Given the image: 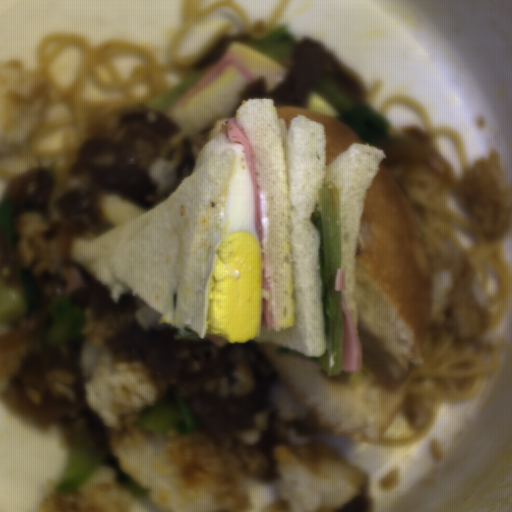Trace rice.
Returning <instances> with one entry per match:
<instances>
[{
    "label": "rice",
    "mask_w": 512,
    "mask_h": 512,
    "mask_svg": "<svg viewBox=\"0 0 512 512\" xmlns=\"http://www.w3.org/2000/svg\"><path fill=\"white\" fill-rule=\"evenodd\" d=\"M81 328L82 389L101 420L112 454L100 461L74 494L56 495L49 480L36 512H246L247 476L240 475L195 426L167 435L134 429L157 400L153 379L139 362L117 359L105 338L107 327L84 309ZM128 474L149 491L136 499L123 484Z\"/></svg>",
    "instance_id": "rice-1"
},
{
    "label": "rice",
    "mask_w": 512,
    "mask_h": 512,
    "mask_svg": "<svg viewBox=\"0 0 512 512\" xmlns=\"http://www.w3.org/2000/svg\"><path fill=\"white\" fill-rule=\"evenodd\" d=\"M431 313L425 336L452 338L466 345L483 336L490 323L491 295L469 253L431 268Z\"/></svg>",
    "instance_id": "rice-2"
},
{
    "label": "rice",
    "mask_w": 512,
    "mask_h": 512,
    "mask_svg": "<svg viewBox=\"0 0 512 512\" xmlns=\"http://www.w3.org/2000/svg\"><path fill=\"white\" fill-rule=\"evenodd\" d=\"M271 453L278 465L271 480L287 512H341L365 483L361 469L335 454L311 462L283 447Z\"/></svg>",
    "instance_id": "rice-3"
},
{
    "label": "rice",
    "mask_w": 512,
    "mask_h": 512,
    "mask_svg": "<svg viewBox=\"0 0 512 512\" xmlns=\"http://www.w3.org/2000/svg\"><path fill=\"white\" fill-rule=\"evenodd\" d=\"M504 159L492 151L466 167L455 192L476 238L485 242L511 235V182L505 180Z\"/></svg>",
    "instance_id": "rice-4"
},
{
    "label": "rice",
    "mask_w": 512,
    "mask_h": 512,
    "mask_svg": "<svg viewBox=\"0 0 512 512\" xmlns=\"http://www.w3.org/2000/svg\"><path fill=\"white\" fill-rule=\"evenodd\" d=\"M44 82L21 62H0V155L23 154L40 127Z\"/></svg>",
    "instance_id": "rice-5"
},
{
    "label": "rice",
    "mask_w": 512,
    "mask_h": 512,
    "mask_svg": "<svg viewBox=\"0 0 512 512\" xmlns=\"http://www.w3.org/2000/svg\"><path fill=\"white\" fill-rule=\"evenodd\" d=\"M79 144L69 145L62 159L47 168L50 169L51 173L48 198L52 202L60 196L85 187L84 178L70 176V168Z\"/></svg>",
    "instance_id": "rice-6"
},
{
    "label": "rice",
    "mask_w": 512,
    "mask_h": 512,
    "mask_svg": "<svg viewBox=\"0 0 512 512\" xmlns=\"http://www.w3.org/2000/svg\"><path fill=\"white\" fill-rule=\"evenodd\" d=\"M99 209L103 218L111 220L117 227L149 213L137 204L113 195H100Z\"/></svg>",
    "instance_id": "rice-7"
},
{
    "label": "rice",
    "mask_w": 512,
    "mask_h": 512,
    "mask_svg": "<svg viewBox=\"0 0 512 512\" xmlns=\"http://www.w3.org/2000/svg\"><path fill=\"white\" fill-rule=\"evenodd\" d=\"M271 398L276 413L290 420L302 418L307 414L313 413L290 391H288L283 386L282 382L274 385Z\"/></svg>",
    "instance_id": "rice-8"
},
{
    "label": "rice",
    "mask_w": 512,
    "mask_h": 512,
    "mask_svg": "<svg viewBox=\"0 0 512 512\" xmlns=\"http://www.w3.org/2000/svg\"><path fill=\"white\" fill-rule=\"evenodd\" d=\"M149 177L152 178L165 200L178 188L175 181L173 162L168 159L157 158L148 168Z\"/></svg>",
    "instance_id": "rice-9"
}]
</instances>
